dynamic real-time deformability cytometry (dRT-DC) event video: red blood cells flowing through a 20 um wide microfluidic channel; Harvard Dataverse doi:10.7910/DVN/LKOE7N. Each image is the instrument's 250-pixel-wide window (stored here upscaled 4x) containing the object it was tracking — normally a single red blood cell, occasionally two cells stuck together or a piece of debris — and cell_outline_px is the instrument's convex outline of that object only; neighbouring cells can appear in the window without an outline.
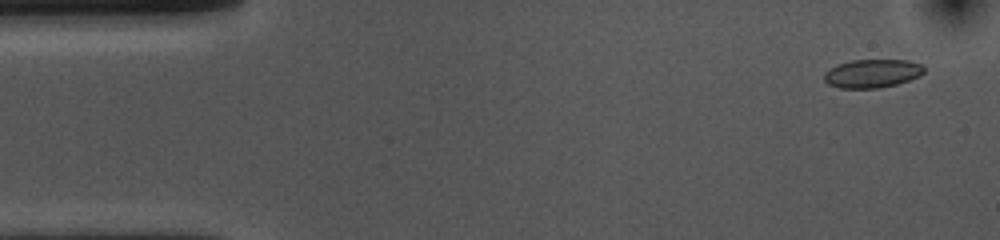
{"species": "common noctule bat (a hibernating species)", "species_latin": "Nyctalus noctula", "temperature_condition": "cold", "stored_images_in_passage": 53, "camera_frame_rate_fps": 3000, "um_per_image_px": 0.085, "animal": {"sex": "female", "body_mass_g": 10.0, "forearm_length_mm": 53.1}, "frame": {"image": 1, "passage_image": 3, "time_ms": 0.667, "image_size_px": [1000, 240], "cell_outline_px": [[924, 72], [920, 76], [896, 84], [880, 88], [840, 88], [828, 84], [824, 80], [824, 72], [828, 68], [836, 64], [852, 60], [908, 60], [920, 64], [924, 68]], "centroid_in_image_um": [74.1, 6.24], "position_along_channel_um": 10.9, "area_um2": 16.65}}
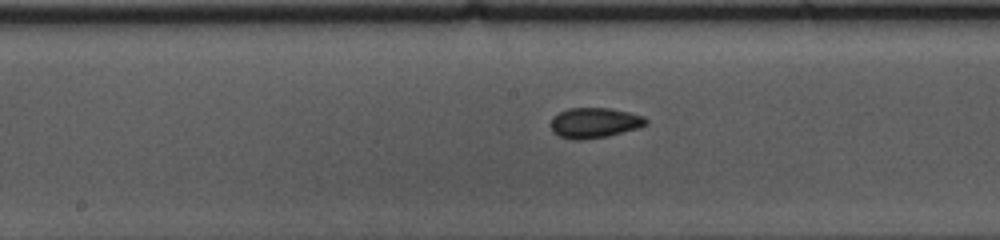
{"frame": {"image": 2, "passage_image": 26, "time_ms": 8.333, "image_size_px": [1000, 240], "cell_outline_px": [[648, 124], [640, 128], [608, 136], [584, 140], [572, 140], [560, 136], [552, 132], [552, 120], [560, 112], [568, 108], [612, 108], [644, 116], [648, 120]], "centroid_in_image_um": [50.58, 10.45], "position_along_channel_um": 197.6, "area_um2": 16.88}}
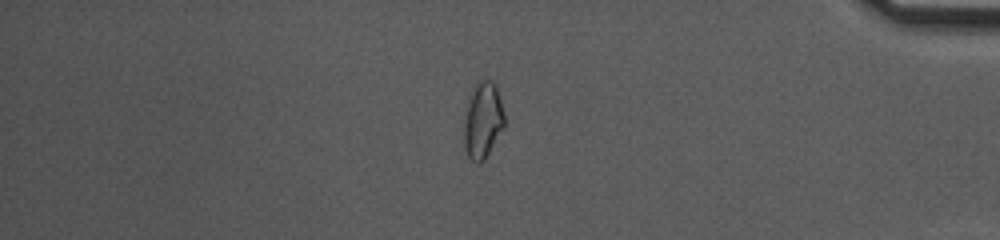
{"frame": {"image": 3, "passage_image": 45, "time_ms": 14.667, "image_size_px": [1000, 240], "cell_outline_px": [[504, 128], [484, 160], [480, 164], [476, 164], [468, 156], [464, 144], [464, 120], [468, 96], [476, 80], [492, 80], [496, 84], [504, 116]], "centroid_in_image_um": [41.02, 10.2], "position_along_channel_um": 394.2, "area_um2": 18.21}, "authors_computed_cell_mechanics": {"area_um2": 16.7042, "velocity_mm_per_s": 3.6739, "shape_relaxation_time_tau1_ms": 5.0638, "shape_relaxation_time_tau2_ms": 3.0429, "deformation_change_tau1": 0.1067, "deformation_change_tau2": 0.0783}}